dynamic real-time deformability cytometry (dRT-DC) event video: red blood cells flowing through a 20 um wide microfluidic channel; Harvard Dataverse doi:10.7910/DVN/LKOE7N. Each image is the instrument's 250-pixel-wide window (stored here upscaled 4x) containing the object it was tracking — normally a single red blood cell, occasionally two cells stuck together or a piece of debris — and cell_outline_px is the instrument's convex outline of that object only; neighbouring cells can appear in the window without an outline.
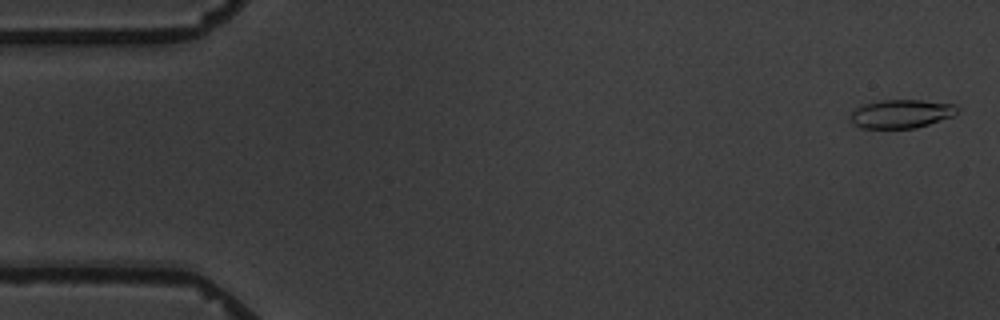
{"species": "common noctule bat (a hibernating species)", "species_latin": "Nyctalus noctula", "temperature_condition": "warm", "stored_images_in_passage": 5, "camera_frame_rate_fps": 3000, "um_per_image_px": 0.085, "animal": {"sex": "male", "body_mass_g": 19.5, "forearm_length_mm": 54.6}, "frame": {"image": 1, "passage_image": 1, "time_ms": 0.0, "image_size_px": [1000, 320], "cell_outline_px": [[960, 108], [952, 116], [916, 128], [860, 128], [852, 124], [852, 112], [860, 104], [880, 100], [920, 100], [956, 104]], "centroid_in_image_um": [76.59, 9.66], "position_along_channel_um": 8.4, "area_um2": 17.8}}